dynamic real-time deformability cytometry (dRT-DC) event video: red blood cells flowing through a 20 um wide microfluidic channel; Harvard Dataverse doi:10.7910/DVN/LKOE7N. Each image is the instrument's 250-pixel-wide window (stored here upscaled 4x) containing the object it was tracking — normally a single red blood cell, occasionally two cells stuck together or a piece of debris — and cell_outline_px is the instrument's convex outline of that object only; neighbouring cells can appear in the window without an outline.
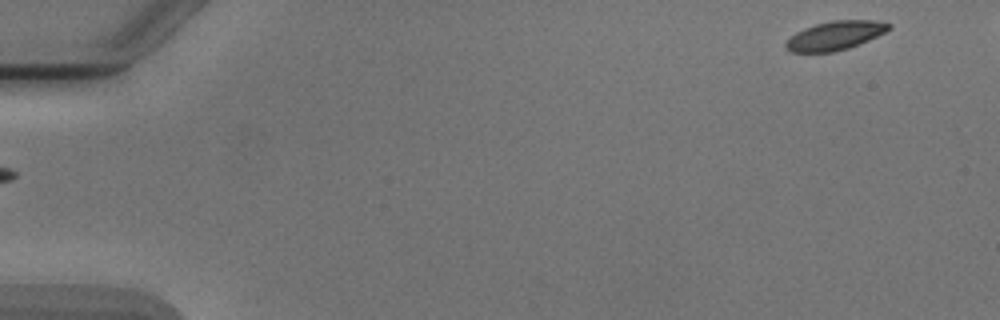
{"species": "Egyptian fruit bat (a non-hibernating species)", "species_latin": "Rousettus aegyptiacus", "temperature_condition": "cold", "stored_images_in_passage": 2, "camera_frame_rate_fps": 3000, "um_per_image_px": 0.085, "animal": {"sex": "male"}, "frame": {"image": 1, "passage_image": 2, "time_ms": 1.333, "image_size_px": [1000, 320], "cell_outline_px": [[892, 28], [868, 40], [848, 48], [832, 52], [792, 52], [784, 44], [796, 32], [804, 28], [816, 24], [832, 20], [876, 20], [892, 24]], "centroid_in_image_um": [71.01, 3.01], "position_along_channel_um": 14.0, "area_um2": 17.11}}